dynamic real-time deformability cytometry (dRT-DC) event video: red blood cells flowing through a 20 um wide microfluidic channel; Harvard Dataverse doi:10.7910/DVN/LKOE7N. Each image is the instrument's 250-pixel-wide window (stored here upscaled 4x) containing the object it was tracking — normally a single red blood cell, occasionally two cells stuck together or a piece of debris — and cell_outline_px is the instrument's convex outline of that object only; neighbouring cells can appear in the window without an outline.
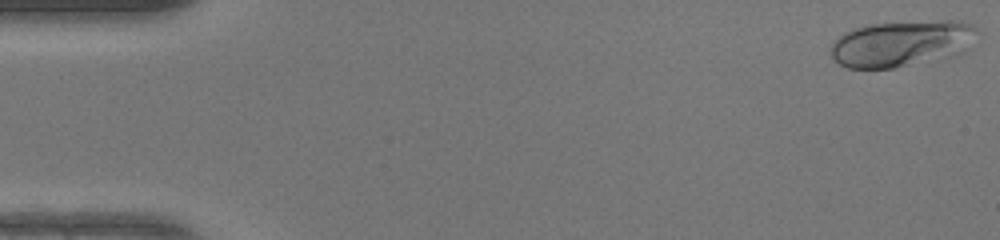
{"species": "human", "species_latin": "Homo sapiens", "temperature_condition": "warm", "stored_images_in_passage": 10, "camera_frame_rate_fps": 3000, "um_per_image_px": 0.085, "donor": {"sex": "female"}, "frame": {"image": 1, "passage_image": 1, "time_ms": 0.0, "image_size_px": [1000, 240], "cell_outline_px": [[980, 32], [964, 52], [948, 56], [892, 68], [848, 68], [840, 64], [828, 52], [832, 44], [844, 32], [852, 28], [872, 24], [944, 20], [952, 20], [972, 24]], "centroid_in_image_um": [76.64, 3.68], "position_along_channel_um": 8.4, "area_um2": 39.07}}